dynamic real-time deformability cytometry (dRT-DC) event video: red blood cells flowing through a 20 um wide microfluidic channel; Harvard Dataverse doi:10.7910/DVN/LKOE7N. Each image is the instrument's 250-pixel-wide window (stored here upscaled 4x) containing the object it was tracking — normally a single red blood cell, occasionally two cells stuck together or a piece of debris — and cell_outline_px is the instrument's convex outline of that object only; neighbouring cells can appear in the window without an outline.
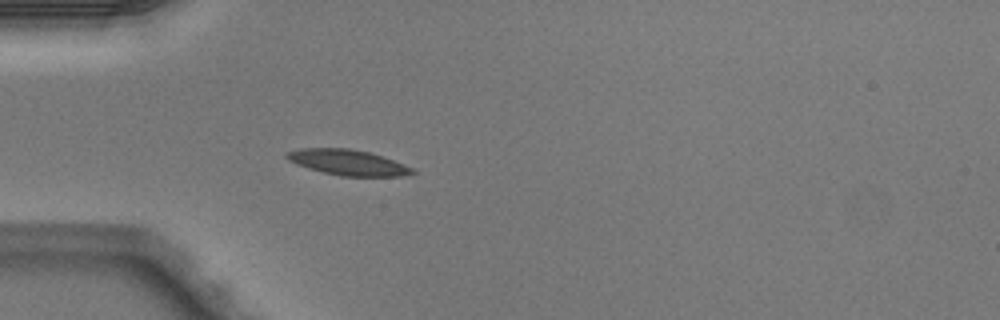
{"species": "Egyptian fruit bat (a non-hibernating species)", "species_latin": "Rousettus aegyptiacus", "temperature_condition": "warm", "stored_images_in_passage": 4, "camera_frame_rate_fps": 3000, "um_per_image_px": 0.085, "animal": {"sex": "male"}, "frame": {"image": 1, "passage_image": 4, "time_ms": 1.0, "image_size_px": [1000, 320], "cell_outline_px": [[416, 172], [400, 176], [340, 176], [308, 168], [296, 164], [288, 160], [284, 156], [284, 152], [300, 148], [348, 148], [368, 152], [392, 160], [412, 168]], "centroid_in_image_um": [29.48, 13.8], "position_along_channel_um": 55.5, "area_um2": 18.5}}